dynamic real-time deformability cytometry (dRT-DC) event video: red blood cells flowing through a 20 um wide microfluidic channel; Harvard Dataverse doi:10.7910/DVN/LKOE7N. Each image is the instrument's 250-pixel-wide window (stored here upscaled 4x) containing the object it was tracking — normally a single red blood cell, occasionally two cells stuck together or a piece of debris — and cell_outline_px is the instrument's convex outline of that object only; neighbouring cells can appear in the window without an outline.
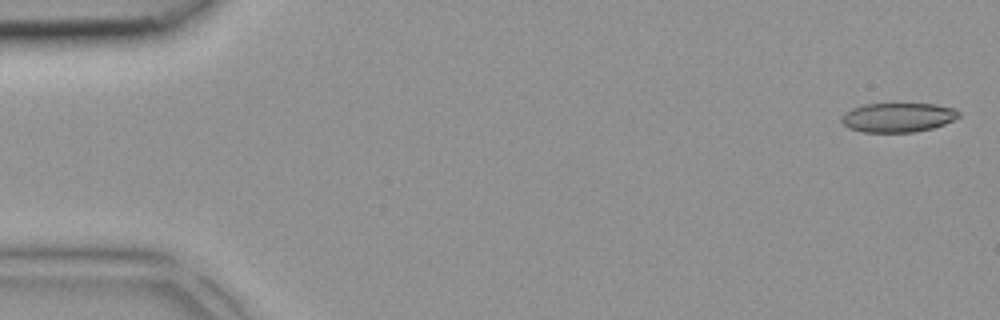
{"species": "common noctule bat (a hibernating species)", "species_latin": "Nyctalus noctula", "temperature_condition": "room temperature", "stored_images_in_passage": 5, "camera_frame_rate_fps": 3000, "um_per_image_px": 0.085, "animal": {"sex": "female", "body_mass_g": 18.4}, "frame": {"image": 1, "passage_image": 1, "time_ms": 0.0, "image_size_px": [1000, 320], "cell_outline_px": [[960, 116], [944, 124], [932, 128], [912, 132], [864, 132], [848, 128], [840, 120], [844, 112], [852, 108], [864, 104], [936, 104], [956, 108], [960, 112]], "centroid_in_image_um": [76.32, 9.97], "position_along_channel_um": 8.7, "area_um2": 20.06}}